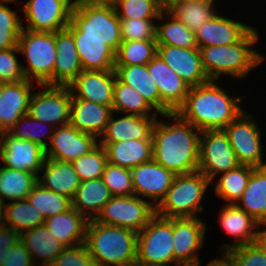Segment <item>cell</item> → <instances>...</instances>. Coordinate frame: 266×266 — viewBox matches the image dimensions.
Returning a JSON list of instances; mask_svg holds the SVG:
<instances>
[{
	"instance_id": "obj_1",
	"label": "cell",
	"mask_w": 266,
	"mask_h": 266,
	"mask_svg": "<svg viewBox=\"0 0 266 266\" xmlns=\"http://www.w3.org/2000/svg\"><path fill=\"white\" fill-rule=\"evenodd\" d=\"M161 116L173 122H155L152 131L153 160L175 175L197 171L201 131L176 112Z\"/></svg>"
},
{
	"instance_id": "obj_2",
	"label": "cell",
	"mask_w": 266,
	"mask_h": 266,
	"mask_svg": "<svg viewBox=\"0 0 266 266\" xmlns=\"http://www.w3.org/2000/svg\"><path fill=\"white\" fill-rule=\"evenodd\" d=\"M243 98H231L216 80L190 87L184 103L176 113L202 131L223 130L240 113Z\"/></svg>"
},
{
	"instance_id": "obj_3",
	"label": "cell",
	"mask_w": 266,
	"mask_h": 266,
	"mask_svg": "<svg viewBox=\"0 0 266 266\" xmlns=\"http://www.w3.org/2000/svg\"><path fill=\"white\" fill-rule=\"evenodd\" d=\"M138 233L127 228L89 220L85 244L96 266H133L136 264Z\"/></svg>"
},
{
	"instance_id": "obj_4",
	"label": "cell",
	"mask_w": 266,
	"mask_h": 266,
	"mask_svg": "<svg viewBox=\"0 0 266 266\" xmlns=\"http://www.w3.org/2000/svg\"><path fill=\"white\" fill-rule=\"evenodd\" d=\"M258 39L257 30L252 28L237 43L199 48L202 65L209 79L217 81L222 74L243 78L260 65L265 56L252 48Z\"/></svg>"
},
{
	"instance_id": "obj_5",
	"label": "cell",
	"mask_w": 266,
	"mask_h": 266,
	"mask_svg": "<svg viewBox=\"0 0 266 266\" xmlns=\"http://www.w3.org/2000/svg\"><path fill=\"white\" fill-rule=\"evenodd\" d=\"M211 181L199 170L176 175L164 199L156 206V214L164 218L197 217Z\"/></svg>"
},
{
	"instance_id": "obj_6",
	"label": "cell",
	"mask_w": 266,
	"mask_h": 266,
	"mask_svg": "<svg viewBox=\"0 0 266 266\" xmlns=\"http://www.w3.org/2000/svg\"><path fill=\"white\" fill-rule=\"evenodd\" d=\"M18 49L29 66H23L27 80L38 85H54V65L57 58L55 32H34L22 29Z\"/></svg>"
},
{
	"instance_id": "obj_7",
	"label": "cell",
	"mask_w": 266,
	"mask_h": 266,
	"mask_svg": "<svg viewBox=\"0 0 266 266\" xmlns=\"http://www.w3.org/2000/svg\"><path fill=\"white\" fill-rule=\"evenodd\" d=\"M70 22L81 38L102 39L115 52L122 42L120 19L112 5L74 4Z\"/></svg>"
},
{
	"instance_id": "obj_8",
	"label": "cell",
	"mask_w": 266,
	"mask_h": 266,
	"mask_svg": "<svg viewBox=\"0 0 266 266\" xmlns=\"http://www.w3.org/2000/svg\"><path fill=\"white\" fill-rule=\"evenodd\" d=\"M174 263L173 218L155 214L137 235L136 265L169 266Z\"/></svg>"
},
{
	"instance_id": "obj_9",
	"label": "cell",
	"mask_w": 266,
	"mask_h": 266,
	"mask_svg": "<svg viewBox=\"0 0 266 266\" xmlns=\"http://www.w3.org/2000/svg\"><path fill=\"white\" fill-rule=\"evenodd\" d=\"M156 214L152 202L141 197L112 196L104 205L96 221L102 224L119 226L140 232Z\"/></svg>"
},
{
	"instance_id": "obj_10",
	"label": "cell",
	"mask_w": 266,
	"mask_h": 266,
	"mask_svg": "<svg viewBox=\"0 0 266 266\" xmlns=\"http://www.w3.org/2000/svg\"><path fill=\"white\" fill-rule=\"evenodd\" d=\"M252 117L242 111L223 131L240 165L262 168L266 167V163L262 161V132Z\"/></svg>"
},
{
	"instance_id": "obj_11",
	"label": "cell",
	"mask_w": 266,
	"mask_h": 266,
	"mask_svg": "<svg viewBox=\"0 0 266 266\" xmlns=\"http://www.w3.org/2000/svg\"><path fill=\"white\" fill-rule=\"evenodd\" d=\"M239 165L223 130L201 132L198 170L211 182L216 174L233 170Z\"/></svg>"
},
{
	"instance_id": "obj_12",
	"label": "cell",
	"mask_w": 266,
	"mask_h": 266,
	"mask_svg": "<svg viewBox=\"0 0 266 266\" xmlns=\"http://www.w3.org/2000/svg\"><path fill=\"white\" fill-rule=\"evenodd\" d=\"M44 88L41 92L32 93L28 115L45 124L58 126L69 124L72 95L68 86L38 85Z\"/></svg>"
},
{
	"instance_id": "obj_13",
	"label": "cell",
	"mask_w": 266,
	"mask_h": 266,
	"mask_svg": "<svg viewBox=\"0 0 266 266\" xmlns=\"http://www.w3.org/2000/svg\"><path fill=\"white\" fill-rule=\"evenodd\" d=\"M73 6V0H29L21 7L27 20V26L23 28L34 32H56L67 28Z\"/></svg>"
},
{
	"instance_id": "obj_14",
	"label": "cell",
	"mask_w": 266,
	"mask_h": 266,
	"mask_svg": "<svg viewBox=\"0 0 266 266\" xmlns=\"http://www.w3.org/2000/svg\"><path fill=\"white\" fill-rule=\"evenodd\" d=\"M206 224L198 217L173 218V252L177 266H200L198 249L204 243Z\"/></svg>"
},
{
	"instance_id": "obj_15",
	"label": "cell",
	"mask_w": 266,
	"mask_h": 266,
	"mask_svg": "<svg viewBox=\"0 0 266 266\" xmlns=\"http://www.w3.org/2000/svg\"><path fill=\"white\" fill-rule=\"evenodd\" d=\"M45 159V149L40 145L17 139L9 132L0 133V160L4 167L38 175Z\"/></svg>"
},
{
	"instance_id": "obj_16",
	"label": "cell",
	"mask_w": 266,
	"mask_h": 266,
	"mask_svg": "<svg viewBox=\"0 0 266 266\" xmlns=\"http://www.w3.org/2000/svg\"><path fill=\"white\" fill-rule=\"evenodd\" d=\"M99 143L97 137L77 130L71 124L56 127L45 149L47 158L64 162H73L75 159L89 153Z\"/></svg>"
},
{
	"instance_id": "obj_17",
	"label": "cell",
	"mask_w": 266,
	"mask_h": 266,
	"mask_svg": "<svg viewBox=\"0 0 266 266\" xmlns=\"http://www.w3.org/2000/svg\"><path fill=\"white\" fill-rule=\"evenodd\" d=\"M130 171L134 195L154 200L155 208L166 196L176 176L154 160L142 163Z\"/></svg>"
},
{
	"instance_id": "obj_18",
	"label": "cell",
	"mask_w": 266,
	"mask_h": 266,
	"mask_svg": "<svg viewBox=\"0 0 266 266\" xmlns=\"http://www.w3.org/2000/svg\"><path fill=\"white\" fill-rule=\"evenodd\" d=\"M157 55L190 87L210 81L203 68L198 48L158 45Z\"/></svg>"
},
{
	"instance_id": "obj_19",
	"label": "cell",
	"mask_w": 266,
	"mask_h": 266,
	"mask_svg": "<svg viewBox=\"0 0 266 266\" xmlns=\"http://www.w3.org/2000/svg\"><path fill=\"white\" fill-rule=\"evenodd\" d=\"M115 71L83 70L69 85L72 97L112 108Z\"/></svg>"
},
{
	"instance_id": "obj_20",
	"label": "cell",
	"mask_w": 266,
	"mask_h": 266,
	"mask_svg": "<svg viewBox=\"0 0 266 266\" xmlns=\"http://www.w3.org/2000/svg\"><path fill=\"white\" fill-rule=\"evenodd\" d=\"M30 80L0 84V133L8 132L28 113L31 98Z\"/></svg>"
},
{
	"instance_id": "obj_21",
	"label": "cell",
	"mask_w": 266,
	"mask_h": 266,
	"mask_svg": "<svg viewBox=\"0 0 266 266\" xmlns=\"http://www.w3.org/2000/svg\"><path fill=\"white\" fill-rule=\"evenodd\" d=\"M252 28L248 24L216 14L194 32L196 44L198 49L215 45H231L239 42Z\"/></svg>"
},
{
	"instance_id": "obj_22",
	"label": "cell",
	"mask_w": 266,
	"mask_h": 266,
	"mask_svg": "<svg viewBox=\"0 0 266 266\" xmlns=\"http://www.w3.org/2000/svg\"><path fill=\"white\" fill-rule=\"evenodd\" d=\"M147 67L157 85L161 100L176 112L184 103L190 86L158 55L147 64Z\"/></svg>"
},
{
	"instance_id": "obj_23",
	"label": "cell",
	"mask_w": 266,
	"mask_h": 266,
	"mask_svg": "<svg viewBox=\"0 0 266 266\" xmlns=\"http://www.w3.org/2000/svg\"><path fill=\"white\" fill-rule=\"evenodd\" d=\"M112 112L99 143H118L124 140L152 139V131L158 116L125 114L114 119Z\"/></svg>"
},
{
	"instance_id": "obj_24",
	"label": "cell",
	"mask_w": 266,
	"mask_h": 266,
	"mask_svg": "<svg viewBox=\"0 0 266 266\" xmlns=\"http://www.w3.org/2000/svg\"><path fill=\"white\" fill-rule=\"evenodd\" d=\"M219 214L220 226L226 234L235 237V242L223 244L225 252L222 255L232 248L256 242L258 230L256 231L255 228L260 227V223L244 210L236 204H226Z\"/></svg>"
},
{
	"instance_id": "obj_25",
	"label": "cell",
	"mask_w": 266,
	"mask_h": 266,
	"mask_svg": "<svg viewBox=\"0 0 266 266\" xmlns=\"http://www.w3.org/2000/svg\"><path fill=\"white\" fill-rule=\"evenodd\" d=\"M55 44L54 85L68 86L83 71L73 33L68 28L56 31Z\"/></svg>"
},
{
	"instance_id": "obj_26",
	"label": "cell",
	"mask_w": 266,
	"mask_h": 266,
	"mask_svg": "<svg viewBox=\"0 0 266 266\" xmlns=\"http://www.w3.org/2000/svg\"><path fill=\"white\" fill-rule=\"evenodd\" d=\"M112 112L110 106L72 97L69 124L81 132L99 137L104 133Z\"/></svg>"
},
{
	"instance_id": "obj_27",
	"label": "cell",
	"mask_w": 266,
	"mask_h": 266,
	"mask_svg": "<svg viewBox=\"0 0 266 266\" xmlns=\"http://www.w3.org/2000/svg\"><path fill=\"white\" fill-rule=\"evenodd\" d=\"M67 28L73 33L83 70H114L115 51L102 39L81 38V32L70 22Z\"/></svg>"
},
{
	"instance_id": "obj_28",
	"label": "cell",
	"mask_w": 266,
	"mask_h": 266,
	"mask_svg": "<svg viewBox=\"0 0 266 266\" xmlns=\"http://www.w3.org/2000/svg\"><path fill=\"white\" fill-rule=\"evenodd\" d=\"M114 71L121 82L137 90L160 115L173 112L161 100L157 85L149 73L147 64L114 66Z\"/></svg>"
},
{
	"instance_id": "obj_29",
	"label": "cell",
	"mask_w": 266,
	"mask_h": 266,
	"mask_svg": "<svg viewBox=\"0 0 266 266\" xmlns=\"http://www.w3.org/2000/svg\"><path fill=\"white\" fill-rule=\"evenodd\" d=\"M42 170L44 171L42 177L38 176L39 184L71 200L74 198L81 180L71 162L46 157L40 173Z\"/></svg>"
},
{
	"instance_id": "obj_30",
	"label": "cell",
	"mask_w": 266,
	"mask_h": 266,
	"mask_svg": "<svg viewBox=\"0 0 266 266\" xmlns=\"http://www.w3.org/2000/svg\"><path fill=\"white\" fill-rule=\"evenodd\" d=\"M105 148L108 163L132 169L153 160L152 139L124 140L118 143H99Z\"/></svg>"
},
{
	"instance_id": "obj_31",
	"label": "cell",
	"mask_w": 266,
	"mask_h": 266,
	"mask_svg": "<svg viewBox=\"0 0 266 266\" xmlns=\"http://www.w3.org/2000/svg\"><path fill=\"white\" fill-rule=\"evenodd\" d=\"M88 221L71 207L63 213L46 218L44 225L63 245L73 247L85 242Z\"/></svg>"
},
{
	"instance_id": "obj_32",
	"label": "cell",
	"mask_w": 266,
	"mask_h": 266,
	"mask_svg": "<svg viewBox=\"0 0 266 266\" xmlns=\"http://www.w3.org/2000/svg\"><path fill=\"white\" fill-rule=\"evenodd\" d=\"M112 198L102 178L82 181L72 199V207L88 220L96 219L104 205ZM89 215V216H86Z\"/></svg>"
},
{
	"instance_id": "obj_33",
	"label": "cell",
	"mask_w": 266,
	"mask_h": 266,
	"mask_svg": "<svg viewBox=\"0 0 266 266\" xmlns=\"http://www.w3.org/2000/svg\"><path fill=\"white\" fill-rule=\"evenodd\" d=\"M20 240L30 252L35 265V258H41V266H49L57 256L66 248L56 237H54L45 225L33 227L20 234Z\"/></svg>"
},
{
	"instance_id": "obj_34",
	"label": "cell",
	"mask_w": 266,
	"mask_h": 266,
	"mask_svg": "<svg viewBox=\"0 0 266 266\" xmlns=\"http://www.w3.org/2000/svg\"><path fill=\"white\" fill-rule=\"evenodd\" d=\"M236 205L261 226L266 224V167L252 170L247 186Z\"/></svg>"
},
{
	"instance_id": "obj_35",
	"label": "cell",
	"mask_w": 266,
	"mask_h": 266,
	"mask_svg": "<svg viewBox=\"0 0 266 266\" xmlns=\"http://www.w3.org/2000/svg\"><path fill=\"white\" fill-rule=\"evenodd\" d=\"M38 175L33 172H24L18 169L0 167V201L27 199L35 185Z\"/></svg>"
},
{
	"instance_id": "obj_36",
	"label": "cell",
	"mask_w": 266,
	"mask_h": 266,
	"mask_svg": "<svg viewBox=\"0 0 266 266\" xmlns=\"http://www.w3.org/2000/svg\"><path fill=\"white\" fill-rule=\"evenodd\" d=\"M213 9V2L195 0H173L165 8L171 16L180 20L193 32L217 14Z\"/></svg>"
},
{
	"instance_id": "obj_37",
	"label": "cell",
	"mask_w": 266,
	"mask_h": 266,
	"mask_svg": "<svg viewBox=\"0 0 266 266\" xmlns=\"http://www.w3.org/2000/svg\"><path fill=\"white\" fill-rule=\"evenodd\" d=\"M152 110L155 109L137 90L121 82L117 77H115L112 103L113 112H123L143 117L158 116V112L155 111L153 113Z\"/></svg>"
},
{
	"instance_id": "obj_38",
	"label": "cell",
	"mask_w": 266,
	"mask_h": 266,
	"mask_svg": "<svg viewBox=\"0 0 266 266\" xmlns=\"http://www.w3.org/2000/svg\"><path fill=\"white\" fill-rule=\"evenodd\" d=\"M45 220L42 213L27 199L5 204V226L15 229L19 234L33 227L44 225Z\"/></svg>"
},
{
	"instance_id": "obj_39",
	"label": "cell",
	"mask_w": 266,
	"mask_h": 266,
	"mask_svg": "<svg viewBox=\"0 0 266 266\" xmlns=\"http://www.w3.org/2000/svg\"><path fill=\"white\" fill-rule=\"evenodd\" d=\"M253 169L251 166L239 165L233 170L221 173L214 189L215 194L227 201V204H236L247 186Z\"/></svg>"
},
{
	"instance_id": "obj_40",
	"label": "cell",
	"mask_w": 266,
	"mask_h": 266,
	"mask_svg": "<svg viewBox=\"0 0 266 266\" xmlns=\"http://www.w3.org/2000/svg\"><path fill=\"white\" fill-rule=\"evenodd\" d=\"M156 40L122 41L115 52V66L146 65L157 55Z\"/></svg>"
},
{
	"instance_id": "obj_41",
	"label": "cell",
	"mask_w": 266,
	"mask_h": 266,
	"mask_svg": "<svg viewBox=\"0 0 266 266\" xmlns=\"http://www.w3.org/2000/svg\"><path fill=\"white\" fill-rule=\"evenodd\" d=\"M168 22L156 25V42L158 45H171L181 48H198L195 33L180 20L175 19L165 9Z\"/></svg>"
},
{
	"instance_id": "obj_42",
	"label": "cell",
	"mask_w": 266,
	"mask_h": 266,
	"mask_svg": "<svg viewBox=\"0 0 266 266\" xmlns=\"http://www.w3.org/2000/svg\"><path fill=\"white\" fill-rule=\"evenodd\" d=\"M27 200L42 213L45 219L72 207V200L67 196L57 194L39 183L35 185Z\"/></svg>"
},
{
	"instance_id": "obj_43",
	"label": "cell",
	"mask_w": 266,
	"mask_h": 266,
	"mask_svg": "<svg viewBox=\"0 0 266 266\" xmlns=\"http://www.w3.org/2000/svg\"><path fill=\"white\" fill-rule=\"evenodd\" d=\"M114 8L119 19H165L164 7L156 0H116Z\"/></svg>"
},
{
	"instance_id": "obj_44",
	"label": "cell",
	"mask_w": 266,
	"mask_h": 266,
	"mask_svg": "<svg viewBox=\"0 0 266 266\" xmlns=\"http://www.w3.org/2000/svg\"><path fill=\"white\" fill-rule=\"evenodd\" d=\"M107 163L105 148L100 144L72 162L81 182L101 178Z\"/></svg>"
},
{
	"instance_id": "obj_45",
	"label": "cell",
	"mask_w": 266,
	"mask_h": 266,
	"mask_svg": "<svg viewBox=\"0 0 266 266\" xmlns=\"http://www.w3.org/2000/svg\"><path fill=\"white\" fill-rule=\"evenodd\" d=\"M17 1L0 0V49H10L18 45V38L23 29L22 20L18 17L17 11L5 5L7 2Z\"/></svg>"
},
{
	"instance_id": "obj_46",
	"label": "cell",
	"mask_w": 266,
	"mask_h": 266,
	"mask_svg": "<svg viewBox=\"0 0 266 266\" xmlns=\"http://www.w3.org/2000/svg\"><path fill=\"white\" fill-rule=\"evenodd\" d=\"M27 124H29L28 127H26ZM44 125L45 123L35 120L32 117H30L28 114H26L22 116L8 132L17 139L30 140L33 143H36L41 147H43L44 149H46L49 146V142H47V140L45 141L43 137H46L47 135L49 136L48 139L51 140L55 128L52 127L51 129H48L49 131L48 133L46 132L47 134L45 133V131L44 133L42 132L41 134L40 132L41 127H44ZM50 125L51 124L45 126H48L49 128L51 127Z\"/></svg>"
},
{
	"instance_id": "obj_47",
	"label": "cell",
	"mask_w": 266,
	"mask_h": 266,
	"mask_svg": "<svg viewBox=\"0 0 266 266\" xmlns=\"http://www.w3.org/2000/svg\"><path fill=\"white\" fill-rule=\"evenodd\" d=\"M101 178L112 196L134 195L130 169L107 163Z\"/></svg>"
},
{
	"instance_id": "obj_48",
	"label": "cell",
	"mask_w": 266,
	"mask_h": 266,
	"mask_svg": "<svg viewBox=\"0 0 266 266\" xmlns=\"http://www.w3.org/2000/svg\"><path fill=\"white\" fill-rule=\"evenodd\" d=\"M224 255L234 266H266V253L257 242L232 248Z\"/></svg>"
},
{
	"instance_id": "obj_49",
	"label": "cell",
	"mask_w": 266,
	"mask_h": 266,
	"mask_svg": "<svg viewBox=\"0 0 266 266\" xmlns=\"http://www.w3.org/2000/svg\"><path fill=\"white\" fill-rule=\"evenodd\" d=\"M122 41L156 40L154 19H120Z\"/></svg>"
},
{
	"instance_id": "obj_50",
	"label": "cell",
	"mask_w": 266,
	"mask_h": 266,
	"mask_svg": "<svg viewBox=\"0 0 266 266\" xmlns=\"http://www.w3.org/2000/svg\"><path fill=\"white\" fill-rule=\"evenodd\" d=\"M16 53H20L18 46L10 49H0V84L26 80L23 63L18 62Z\"/></svg>"
},
{
	"instance_id": "obj_51",
	"label": "cell",
	"mask_w": 266,
	"mask_h": 266,
	"mask_svg": "<svg viewBox=\"0 0 266 266\" xmlns=\"http://www.w3.org/2000/svg\"><path fill=\"white\" fill-rule=\"evenodd\" d=\"M49 266H96L85 243L66 247Z\"/></svg>"
},
{
	"instance_id": "obj_52",
	"label": "cell",
	"mask_w": 266,
	"mask_h": 266,
	"mask_svg": "<svg viewBox=\"0 0 266 266\" xmlns=\"http://www.w3.org/2000/svg\"><path fill=\"white\" fill-rule=\"evenodd\" d=\"M0 266H35V264L24 243L18 240L11 248L6 261Z\"/></svg>"
},
{
	"instance_id": "obj_53",
	"label": "cell",
	"mask_w": 266,
	"mask_h": 266,
	"mask_svg": "<svg viewBox=\"0 0 266 266\" xmlns=\"http://www.w3.org/2000/svg\"><path fill=\"white\" fill-rule=\"evenodd\" d=\"M20 240V234L13 228L3 226L0 228V265L6 261L13 245Z\"/></svg>"
},
{
	"instance_id": "obj_54",
	"label": "cell",
	"mask_w": 266,
	"mask_h": 266,
	"mask_svg": "<svg viewBox=\"0 0 266 266\" xmlns=\"http://www.w3.org/2000/svg\"><path fill=\"white\" fill-rule=\"evenodd\" d=\"M74 4H88V5H112L114 6L116 0H73Z\"/></svg>"
},
{
	"instance_id": "obj_55",
	"label": "cell",
	"mask_w": 266,
	"mask_h": 266,
	"mask_svg": "<svg viewBox=\"0 0 266 266\" xmlns=\"http://www.w3.org/2000/svg\"><path fill=\"white\" fill-rule=\"evenodd\" d=\"M222 256L220 259L210 261L206 266H234L225 255Z\"/></svg>"
},
{
	"instance_id": "obj_56",
	"label": "cell",
	"mask_w": 266,
	"mask_h": 266,
	"mask_svg": "<svg viewBox=\"0 0 266 266\" xmlns=\"http://www.w3.org/2000/svg\"><path fill=\"white\" fill-rule=\"evenodd\" d=\"M264 225V227L266 226V224H262ZM256 242L258 243V245L265 251L266 253V227L264 230H259L258 231V235H257V239Z\"/></svg>"
},
{
	"instance_id": "obj_57",
	"label": "cell",
	"mask_w": 266,
	"mask_h": 266,
	"mask_svg": "<svg viewBox=\"0 0 266 266\" xmlns=\"http://www.w3.org/2000/svg\"><path fill=\"white\" fill-rule=\"evenodd\" d=\"M5 226V203L0 201V228Z\"/></svg>"
},
{
	"instance_id": "obj_58",
	"label": "cell",
	"mask_w": 266,
	"mask_h": 266,
	"mask_svg": "<svg viewBox=\"0 0 266 266\" xmlns=\"http://www.w3.org/2000/svg\"><path fill=\"white\" fill-rule=\"evenodd\" d=\"M164 9L173 1V0H156Z\"/></svg>"
},
{
	"instance_id": "obj_59",
	"label": "cell",
	"mask_w": 266,
	"mask_h": 266,
	"mask_svg": "<svg viewBox=\"0 0 266 266\" xmlns=\"http://www.w3.org/2000/svg\"><path fill=\"white\" fill-rule=\"evenodd\" d=\"M195 1H202V2H214V0H195Z\"/></svg>"
}]
</instances>
